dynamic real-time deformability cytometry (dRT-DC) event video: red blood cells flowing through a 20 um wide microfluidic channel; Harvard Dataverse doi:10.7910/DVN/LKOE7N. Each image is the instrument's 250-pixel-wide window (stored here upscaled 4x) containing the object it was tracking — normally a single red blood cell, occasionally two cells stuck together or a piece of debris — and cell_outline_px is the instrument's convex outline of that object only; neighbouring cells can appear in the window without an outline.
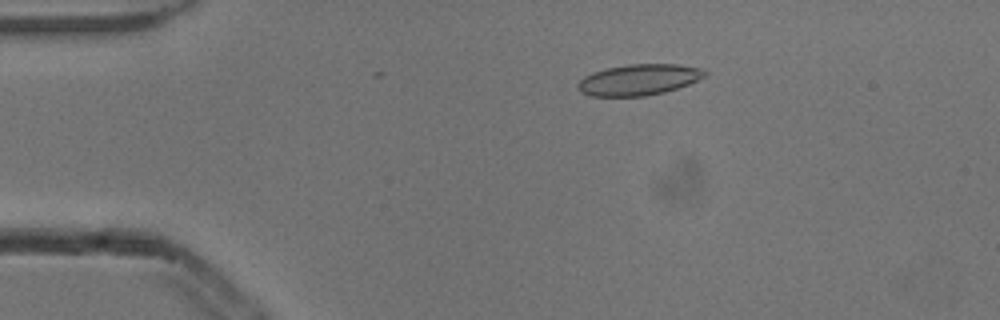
{"species": "common noctule bat (a hibernating species)", "species_latin": "Nyctalus noctula", "temperature_condition": "cold", "stored_images_in_passage": 2, "camera_frame_rate_fps": 3000, "um_per_image_px": 0.085, "animal": {"sex": "male", "body_mass_g": 13.3}, "frame": {"image": 1, "passage_image": 1, "time_ms": 0.0, "image_size_px": [1000, 320], "cell_outline_px": [[708, 72], [704, 76], [688, 84], [664, 92], [644, 96], [588, 96], [580, 92], [576, 88], [576, 84], [584, 76], [592, 72], [604, 68], [628, 64], [676, 64], [704, 68]], "centroid_in_image_um": [54.25, 6.77], "position_along_channel_um": 30.8, "area_um2": 23.12}}